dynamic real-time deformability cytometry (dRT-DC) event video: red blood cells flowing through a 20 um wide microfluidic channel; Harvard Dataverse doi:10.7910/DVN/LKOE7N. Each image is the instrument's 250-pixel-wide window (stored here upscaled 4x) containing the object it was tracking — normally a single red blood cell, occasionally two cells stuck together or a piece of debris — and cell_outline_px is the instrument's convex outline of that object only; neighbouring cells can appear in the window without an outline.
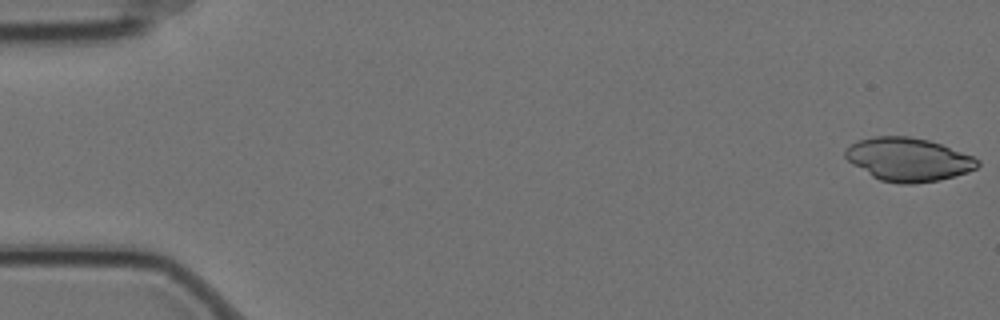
{"species": "Egyptian fruit bat (a non-hibernating species)", "species_latin": "Rousettus aegyptiacus", "temperature_condition": "cold", "stored_images_in_passage": 5, "camera_frame_rate_fps": 3000, "um_per_image_px": 0.085, "animal": {"sex": "female"}, "frame": {"image": 1, "passage_image": 1, "time_ms": 0.0, "image_size_px": [1000, 320], "cell_outline_px": [[980, 164], [976, 168], [968, 172], [940, 180], [912, 184], [900, 184], [880, 180], [872, 176], [852, 164], [844, 156], [844, 152], [852, 144], [860, 140], [872, 136], [908, 136], [928, 140], [940, 144], [972, 156], [980, 160]], "centroid_in_image_um": [77.21, 13.56], "position_along_channel_um": 7.8, "area_um2": 33.23}}